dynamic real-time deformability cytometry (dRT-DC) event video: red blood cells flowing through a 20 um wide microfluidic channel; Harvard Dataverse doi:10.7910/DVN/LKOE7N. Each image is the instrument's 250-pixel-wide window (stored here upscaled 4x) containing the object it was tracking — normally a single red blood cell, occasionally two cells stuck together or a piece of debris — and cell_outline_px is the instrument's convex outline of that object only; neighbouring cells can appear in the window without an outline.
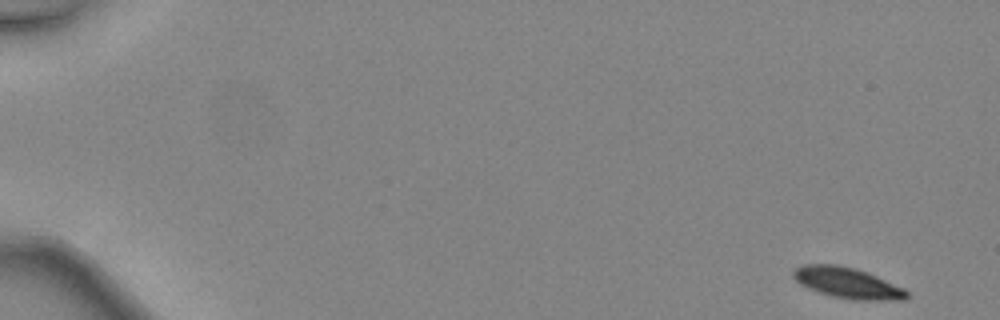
{"species": "common noctule bat (a hibernating species)", "species_latin": "Nyctalus noctula", "temperature_condition": "warm", "stored_images_in_passage": 39, "camera_frame_rate_fps": 3000, "um_per_image_px": 0.085, "animal": {"sex": "female", "body_mass_g": 24.6, "forearm_length_mm": 56.2}, "frame": {"image": 1, "passage_image": 1, "time_ms": 0.0, "image_size_px": [1000, 320], "cell_outline_px": [[908, 296], [904, 300], [852, 300], [832, 296], [808, 288], [800, 284], [792, 276], [792, 272], [796, 268], [804, 264], [840, 264], [876, 276], [904, 288], [908, 292]], "centroid_in_image_um": [72.02, 24.05], "position_along_channel_um": 13.0, "area_um2": 20.23}}
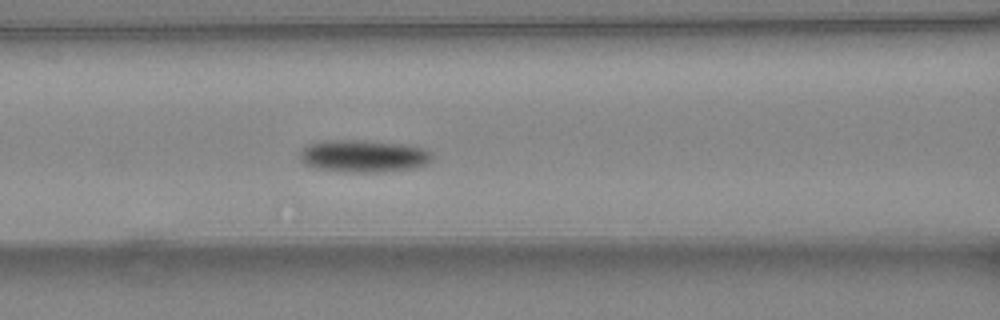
{"frame": {"image": 2, "passage_image": 21, "time_ms": 6.667, "image_size_px": [1000, 320], "cell_outline_px": [[432, 160], [428, 164], [416, 168], [380, 172], [348, 172], [316, 168], [304, 164], [300, 160], [300, 152], [308, 144], [332, 140], [356, 140], [404, 144], [424, 148], [432, 152]], "centroid_in_image_um": [30.94, 13.27], "position_along_channel_um": 135.7, "area_um2": 24.97}}
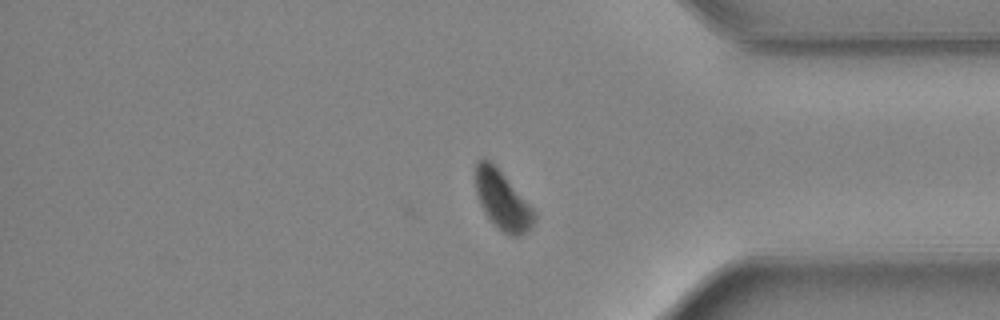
{"frame": {"image": 3, "passage_image": 39, "time_ms": 12.667, "image_size_px": [1000, 320], "cell_outline_px": [[536, 220], [520, 236], [508, 236], [484, 212], [480, 204], [476, 192], [476, 164], [480, 160], [488, 160], [496, 164], [536, 212]], "centroid_in_image_um": [42.72, 17.0], "position_along_channel_um": 392.5, "area_um2": 19.77}, "authors_computed_cell_mechanics": {"area_um2": 23.1778, "velocity_mm_per_s": 4.491, "shape_relaxation_time_tau1_ms": 2.3748, "shape_relaxation_time_tau2_ms": null, "deformation_change_tau1": 0.1197, "deformation_change_tau2": null}}